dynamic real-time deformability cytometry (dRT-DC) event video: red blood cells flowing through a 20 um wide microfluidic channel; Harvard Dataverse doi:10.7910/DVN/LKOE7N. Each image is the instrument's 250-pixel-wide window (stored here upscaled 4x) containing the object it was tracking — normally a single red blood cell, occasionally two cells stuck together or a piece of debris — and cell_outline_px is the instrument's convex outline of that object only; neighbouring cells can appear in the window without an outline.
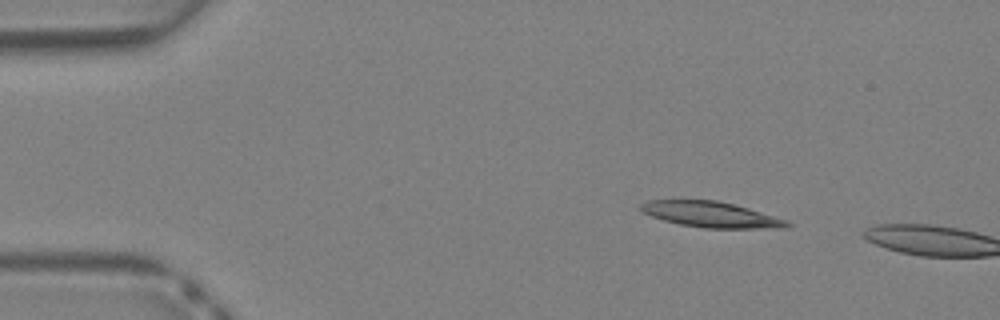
{"species": "Egyptian fruit bat (a non-hibernating species)", "species_latin": "Rousettus aegyptiacus", "temperature_condition": "warm", "stored_images_in_passage": 3, "camera_frame_rate_fps": 3000, "um_per_image_px": 0.085, "animal": {"sex": "female"}, "frame": {"image": 1, "passage_image": 1, "time_ms": 0.0, "image_size_px": [1000, 320], "cell_outline_px": [[792, 224], [780, 228], [704, 228], [680, 224], [664, 220], [652, 216], [644, 212], [640, 208], [640, 204], [648, 200], [716, 200], [748, 208], [788, 220]], "centroid_in_image_um": [60.44, 18.23], "position_along_channel_um": 24.6, "area_um2": 21.62}}